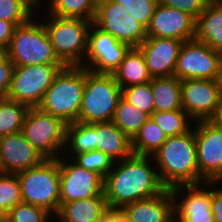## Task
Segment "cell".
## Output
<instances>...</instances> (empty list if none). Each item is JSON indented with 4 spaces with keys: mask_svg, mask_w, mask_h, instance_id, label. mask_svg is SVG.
I'll list each match as a JSON object with an SVG mask.
<instances>
[{
    "mask_svg": "<svg viewBox=\"0 0 222 222\" xmlns=\"http://www.w3.org/2000/svg\"><path fill=\"white\" fill-rule=\"evenodd\" d=\"M22 1H24L33 11H35L36 8L41 7L40 6L41 0H22ZM38 5H39V7H38ZM34 8H35V10H34Z\"/></svg>",
    "mask_w": 222,
    "mask_h": 222,
    "instance_id": "cell-44",
    "label": "cell"
},
{
    "mask_svg": "<svg viewBox=\"0 0 222 222\" xmlns=\"http://www.w3.org/2000/svg\"><path fill=\"white\" fill-rule=\"evenodd\" d=\"M222 100V79L181 80L182 109L194 121L211 120Z\"/></svg>",
    "mask_w": 222,
    "mask_h": 222,
    "instance_id": "cell-12",
    "label": "cell"
},
{
    "mask_svg": "<svg viewBox=\"0 0 222 222\" xmlns=\"http://www.w3.org/2000/svg\"><path fill=\"white\" fill-rule=\"evenodd\" d=\"M122 88L112 74H99L85 68V86L78 122L112 121Z\"/></svg>",
    "mask_w": 222,
    "mask_h": 222,
    "instance_id": "cell-5",
    "label": "cell"
},
{
    "mask_svg": "<svg viewBox=\"0 0 222 222\" xmlns=\"http://www.w3.org/2000/svg\"><path fill=\"white\" fill-rule=\"evenodd\" d=\"M62 156L59 157L60 203L88 199L104 192V178L100 174L69 160L67 154Z\"/></svg>",
    "mask_w": 222,
    "mask_h": 222,
    "instance_id": "cell-13",
    "label": "cell"
},
{
    "mask_svg": "<svg viewBox=\"0 0 222 222\" xmlns=\"http://www.w3.org/2000/svg\"><path fill=\"white\" fill-rule=\"evenodd\" d=\"M130 48L92 24L83 66L94 73L113 74Z\"/></svg>",
    "mask_w": 222,
    "mask_h": 222,
    "instance_id": "cell-14",
    "label": "cell"
},
{
    "mask_svg": "<svg viewBox=\"0 0 222 222\" xmlns=\"http://www.w3.org/2000/svg\"><path fill=\"white\" fill-rule=\"evenodd\" d=\"M14 67L5 51H0V97H6L9 91Z\"/></svg>",
    "mask_w": 222,
    "mask_h": 222,
    "instance_id": "cell-39",
    "label": "cell"
},
{
    "mask_svg": "<svg viewBox=\"0 0 222 222\" xmlns=\"http://www.w3.org/2000/svg\"><path fill=\"white\" fill-rule=\"evenodd\" d=\"M155 111H174L182 109L181 80L175 76L152 78Z\"/></svg>",
    "mask_w": 222,
    "mask_h": 222,
    "instance_id": "cell-25",
    "label": "cell"
},
{
    "mask_svg": "<svg viewBox=\"0 0 222 222\" xmlns=\"http://www.w3.org/2000/svg\"><path fill=\"white\" fill-rule=\"evenodd\" d=\"M73 161L86 170H92L103 178L112 170L115 161L98 150H92L74 155ZM75 159V160H74Z\"/></svg>",
    "mask_w": 222,
    "mask_h": 222,
    "instance_id": "cell-34",
    "label": "cell"
},
{
    "mask_svg": "<svg viewBox=\"0 0 222 222\" xmlns=\"http://www.w3.org/2000/svg\"><path fill=\"white\" fill-rule=\"evenodd\" d=\"M4 217L10 222H49V220L53 222L55 220V217L45 209L24 202L13 207Z\"/></svg>",
    "mask_w": 222,
    "mask_h": 222,
    "instance_id": "cell-35",
    "label": "cell"
},
{
    "mask_svg": "<svg viewBox=\"0 0 222 222\" xmlns=\"http://www.w3.org/2000/svg\"><path fill=\"white\" fill-rule=\"evenodd\" d=\"M167 137L178 136L189 132V121L193 119L184 109L174 111H154L150 116Z\"/></svg>",
    "mask_w": 222,
    "mask_h": 222,
    "instance_id": "cell-31",
    "label": "cell"
},
{
    "mask_svg": "<svg viewBox=\"0 0 222 222\" xmlns=\"http://www.w3.org/2000/svg\"><path fill=\"white\" fill-rule=\"evenodd\" d=\"M171 222H179V221H177V220L174 218Z\"/></svg>",
    "mask_w": 222,
    "mask_h": 222,
    "instance_id": "cell-47",
    "label": "cell"
},
{
    "mask_svg": "<svg viewBox=\"0 0 222 222\" xmlns=\"http://www.w3.org/2000/svg\"><path fill=\"white\" fill-rule=\"evenodd\" d=\"M121 4L126 11L132 15L145 28L148 27L150 19L158 5V0H114Z\"/></svg>",
    "mask_w": 222,
    "mask_h": 222,
    "instance_id": "cell-37",
    "label": "cell"
},
{
    "mask_svg": "<svg viewBox=\"0 0 222 222\" xmlns=\"http://www.w3.org/2000/svg\"><path fill=\"white\" fill-rule=\"evenodd\" d=\"M211 190V209L214 214V222H222V188ZM216 189V190H214Z\"/></svg>",
    "mask_w": 222,
    "mask_h": 222,
    "instance_id": "cell-41",
    "label": "cell"
},
{
    "mask_svg": "<svg viewBox=\"0 0 222 222\" xmlns=\"http://www.w3.org/2000/svg\"><path fill=\"white\" fill-rule=\"evenodd\" d=\"M196 19L189 13L158 3L149 25L147 37H167L187 41L195 38Z\"/></svg>",
    "mask_w": 222,
    "mask_h": 222,
    "instance_id": "cell-17",
    "label": "cell"
},
{
    "mask_svg": "<svg viewBox=\"0 0 222 222\" xmlns=\"http://www.w3.org/2000/svg\"><path fill=\"white\" fill-rule=\"evenodd\" d=\"M125 222H171L174 219V198L170 189L161 194L138 200L120 209Z\"/></svg>",
    "mask_w": 222,
    "mask_h": 222,
    "instance_id": "cell-20",
    "label": "cell"
},
{
    "mask_svg": "<svg viewBox=\"0 0 222 222\" xmlns=\"http://www.w3.org/2000/svg\"><path fill=\"white\" fill-rule=\"evenodd\" d=\"M65 148L67 151H64L63 154H72L68 158L95 150V123L78 121L68 123L66 125Z\"/></svg>",
    "mask_w": 222,
    "mask_h": 222,
    "instance_id": "cell-26",
    "label": "cell"
},
{
    "mask_svg": "<svg viewBox=\"0 0 222 222\" xmlns=\"http://www.w3.org/2000/svg\"><path fill=\"white\" fill-rule=\"evenodd\" d=\"M44 25L55 54L65 66H83L93 24L80 18L48 16Z\"/></svg>",
    "mask_w": 222,
    "mask_h": 222,
    "instance_id": "cell-7",
    "label": "cell"
},
{
    "mask_svg": "<svg viewBox=\"0 0 222 222\" xmlns=\"http://www.w3.org/2000/svg\"><path fill=\"white\" fill-rule=\"evenodd\" d=\"M207 4H220L222 0H204Z\"/></svg>",
    "mask_w": 222,
    "mask_h": 222,
    "instance_id": "cell-45",
    "label": "cell"
},
{
    "mask_svg": "<svg viewBox=\"0 0 222 222\" xmlns=\"http://www.w3.org/2000/svg\"><path fill=\"white\" fill-rule=\"evenodd\" d=\"M122 96L149 116L155 111L151 81L145 84L132 85L123 88Z\"/></svg>",
    "mask_w": 222,
    "mask_h": 222,
    "instance_id": "cell-33",
    "label": "cell"
},
{
    "mask_svg": "<svg viewBox=\"0 0 222 222\" xmlns=\"http://www.w3.org/2000/svg\"><path fill=\"white\" fill-rule=\"evenodd\" d=\"M158 176L166 189L180 185L201 184L206 180L199 174L195 141V127L189 132L167 137L152 155Z\"/></svg>",
    "mask_w": 222,
    "mask_h": 222,
    "instance_id": "cell-2",
    "label": "cell"
},
{
    "mask_svg": "<svg viewBox=\"0 0 222 222\" xmlns=\"http://www.w3.org/2000/svg\"><path fill=\"white\" fill-rule=\"evenodd\" d=\"M220 182L205 181L203 183L205 187L201 183L171 188L170 191L174 198V218L179 222H214V214L211 209V189L208 186L212 187ZM182 191L187 194L180 202L178 197L180 193H183Z\"/></svg>",
    "mask_w": 222,
    "mask_h": 222,
    "instance_id": "cell-16",
    "label": "cell"
},
{
    "mask_svg": "<svg viewBox=\"0 0 222 222\" xmlns=\"http://www.w3.org/2000/svg\"><path fill=\"white\" fill-rule=\"evenodd\" d=\"M31 17L15 28L12 40L5 50L14 66L36 64H63L55 54L45 25Z\"/></svg>",
    "mask_w": 222,
    "mask_h": 222,
    "instance_id": "cell-4",
    "label": "cell"
},
{
    "mask_svg": "<svg viewBox=\"0 0 222 222\" xmlns=\"http://www.w3.org/2000/svg\"><path fill=\"white\" fill-rule=\"evenodd\" d=\"M84 86L85 67L65 66L54 77L38 108L66 124L77 122Z\"/></svg>",
    "mask_w": 222,
    "mask_h": 222,
    "instance_id": "cell-3",
    "label": "cell"
},
{
    "mask_svg": "<svg viewBox=\"0 0 222 222\" xmlns=\"http://www.w3.org/2000/svg\"><path fill=\"white\" fill-rule=\"evenodd\" d=\"M210 121L213 122L218 128L222 129V100L215 116Z\"/></svg>",
    "mask_w": 222,
    "mask_h": 222,
    "instance_id": "cell-43",
    "label": "cell"
},
{
    "mask_svg": "<svg viewBox=\"0 0 222 222\" xmlns=\"http://www.w3.org/2000/svg\"><path fill=\"white\" fill-rule=\"evenodd\" d=\"M16 27L14 23L0 19V51L7 49Z\"/></svg>",
    "mask_w": 222,
    "mask_h": 222,
    "instance_id": "cell-40",
    "label": "cell"
},
{
    "mask_svg": "<svg viewBox=\"0 0 222 222\" xmlns=\"http://www.w3.org/2000/svg\"><path fill=\"white\" fill-rule=\"evenodd\" d=\"M120 87L145 84L152 80L143 53L138 47H131L112 74Z\"/></svg>",
    "mask_w": 222,
    "mask_h": 222,
    "instance_id": "cell-24",
    "label": "cell"
},
{
    "mask_svg": "<svg viewBox=\"0 0 222 222\" xmlns=\"http://www.w3.org/2000/svg\"><path fill=\"white\" fill-rule=\"evenodd\" d=\"M164 6L177 8L189 13L195 19L205 9L207 3L204 0H158Z\"/></svg>",
    "mask_w": 222,
    "mask_h": 222,
    "instance_id": "cell-38",
    "label": "cell"
},
{
    "mask_svg": "<svg viewBox=\"0 0 222 222\" xmlns=\"http://www.w3.org/2000/svg\"><path fill=\"white\" fill-rule=\"evenodd\" d=\"M66 125L61 118L34 107L27 111L22 133L45 159H58L65 150Z\"/></svg>",
    "mask_w": 222,
    "mask_h": 222,
    "instance_id": "cell-8",
    "label": "cell"
},
{
    "mask_svg": "<svg viewBox=\"0 0 222 222\" xmlns=\"http://www.w3.org/2000/svg\"><path fill=\"white\" fill-rule=\"evenodd\" d=\"M195 39L208 44L222 55V6L207 4L196 18Z\"/></svg>",
    "mask_w": 222,
    "mask_h": 222,
    "instance_id": "cell-23",
    "label": "cell"
},
{
    "mask_svg": "<svg viewBox=\"0 0 222 222\" xmlns=\"http://www.w3.org/2000/svg\"><path fill=\"white\" fill-rule=\"evenodd\" d=\"M184 41L165 37H146L138 46L152 78L174 76L177 58Z\"/></svg>",
    "mask_w": 222,
    "mask_h": 222,
    "instance_id": "cell-19",
    "label": "cell"
},
{
    "mask_svg": "<svg viewBox=\"0 0 222 222\" xmlns=\"http://www.w3.org/2000/svg\"><path fill=\"white\" fill-rule=\"evenodd\" d=\"M150 158L152 156L131 154L114 163L104 178V194L110 209L120 210L129 203L155 197L166 189L156 166L151 167Z\"/></svg>",
    "mask_w": 222,
    "mask_h": 222,
    "instance_id": "cell-1",
    "label": "cell"
},
{
    "mask_svg": "<svg viewBox=\"0 0 222 222\" xmlns=\"http://www.w3.org/2000/svg\"><path fill=\"white\" fill-rule=\"evenodd\" d=\"M149 117L147 113L139 110L122 96L112 122L132 140Z\"/></svg>",
    "mask_w": 222,
    "mask_h": 222,
    "instance_id": "cell-28",
    "label": "cell"
},
{
    "mask_svg": "<svg viewBox=\"0 0 222 222\" xmlns=\"http://www.w3.org/2000/svg\"><path fill=\"white\" fill-rule=\"evenodd\" d=\"M44 160L22 131L0 137V172L17 174Z\"/></svg>",
    "mask_w": 222,
    "mask_h": 222,
    "instance_id": "cell-18",
    "label": "cell"
},
{
    "mask_svg": "<svg viewBox=\"0 0 222 222\" xmlns=\"http://www.w3.org/2000/svg\"><path fill=\"white\" fill-rule=\"evenodd\" d=\"M167 136L149 117L131 140L132 154L152 156L166 141Z\"/></svg>",
    "mask_w": 222,
    "mask_h": 222,
    "instance_id": "cell-27",
    "label": "cell"
},
{
    "mask_svg": "<svg viewBox=\"0 0 222 222\" xmlns=\"http://www.w3.org/2000/svg\"><path fill=\"white\" fill-rule=\"evenodd\" d=\"M98 222H125V220L120 210L110 209Z\"/></svg>",
    "mask_w": 222,
    "mask_h": 222,
    "instance_id": "cell-42",
    "label": "cell"
},
{
    "mask_svg": "<svg viewBox=\"0 0 222 222\" xmlns=\"http://www.w3.org/2000/svg\"><path fill=\"white\" fill-rule=\"evenodd\" d=\"M174 76L186 79H222V55L195 38L184 41L177 58Z\"/></svg>",
    "mask_w": 222,
    "mask_h": 222,
    "instance_id": "cell-10",
    "label": "cell"
},
{
    "mask_svg": "<svg viewBox=\"0 0 222 222\" xmlns=\"http://www.w3.org/2000/svg\"><path fill=\"white\" fill-rule=\"evenodd\" d=\"M0 222H10V221L7 220L5 217H0Z\"/></svg>",
    "mask_w": 222,
    "mask_h": 222,
    "instance_id": "cell-46",
    "label": "cell"
},
{
    "mask_svg": "<svg viewBox=\"0 0 222 222\" xmlns=\"http://www.w3.org/2000/svg\"><path fill=\"white\" fill-rule=\"evenodd\" d=\"M95 150L108 155L115 162L132 154L131 139L112 121L95 123Z\"/></svg>",
    "mask_w": 222,
    "mask_h": 222,
    "instance_id": "cell-22",
    "label": "cell"
},
{
    "mask_svg": "<svg viewBox=\"0 0 222 222\" xmlns=\"http://www.w3.org/2000/svg\"><path fill=\"white\" fill-rule=\"evenodd\" d=\"M22 193L17 174L0 172V217L22 203Z\"/></svg>",
    "mask_w": 222,
    "mask_h": 222,
    "instance_id": "cell-32",
    "label": "cell"
},
{
    "mask_svg": "<svg viewBox=\"0 0 222 222\" xmlns=\"http://www.w3.org/2000/svg\"><path fill=\"white\" fill-rule=\"evenodd\" d=\"M49 14L62 18H80L94 22L97 0H48Z\"/></svg>",
    "mask_w": 222,
    "mask_h": 222,
    "instance_id": "cell-29",
    "label": "cell"
},
{
    "mask_svg": "<svg viewBox=\"0 0 222 222\" xmlns=\"http://www.w3.org/2000/svg\"><path fill=\"white\" fill-rule=\"evenodd\" d=\"M93 24L130 47H138L147 37L146 28L114 0H97Z\"/></svg>",
    "mask_w": 222,
    "mask_h": 222,
    "instance_id": "cell-11",
    "label": "cell"
},
{
    "mask_svg": "<svg viewBox=\"0 0 222 222\" xmlns=\"http://www.w3.org/2000/svg\"><path fill=\"white\" fill-rule=\"evenodd\" d=\"M22 201L41 207L55 217L60 208V170L58 159L42 163L17 173Z\"/></svg>",
    "mask_w": 222,
    "mask_h": 222,
    "instance_id": "cell-6",
    "label": "cell"
},
{
    "mask_svg": "<svg viewBox=\"0 0 222 222\" xmlns=\"http://www.w3.org/2000/svg\"><path fill=\"white\" fill-rule=\"evenodd\" d=\"M64 64L15 66L7 98L29 108L38 107L46 90Z\"/></svg>",
    "mask_w": 222,
    "mask_h": 222,
    "instance_id": "cell-9",
    "label": "cell"
},
{
    "mask_svg": "<svg viewBox=\"0 0 222 222\" xmlns=\"http://www.w3.org/2000/svg\"><path fill=\"white\" fill-rule=\"evenodd\" d=\"M197 122L195 141L199 174L206 181H222V129L210 120Z\"/></svg>",
    "mask_w": 222,
    "mask_h": 222,
    "instance_id": "cell-15",
    "label": "cell"
},
{
    "mask_svg": "<svg viewBox=\"0 0 222 222\" xmlns=\"http://www.w3.org/2000/svg\"><path fill=\"white\" fill-rule=\"evenodd\" d=\"M110 208L104 192L88 199L60 203L57 222H98Z\"/></svg>",
    "mask_w": 222,
    "mask_h": 222,
    "instance_id": "cell-21",
    "label": "cell"
},
{
    "mask_svg": "<svg viewBox=\"0 0 222 222\" xmlns=\"http://www.w3.org/2000/svg\"><path fill=\"white\" fill-rule=\"evenodd\" d=\"M29 107L7 97H0V137L22 131Z\"/></svg>",
    "mask_w": 222,
    "mask_h": 222,
    "instance_id": "cell-30",
    "label": "cell"
},
{
    "mask_svg": "<svg viewBox=\"0 0 222 222\" xmlns=\"http://www.w3.org/2000/svg\"><path fill=\"white\" fill-rule=\"evenodd\" d=\"M35 13L22 0H0V19L16 26L26 23Z\"/></svg>",
    "mask_w": 222,
    "mask_h": 222,
    "instance_id": "cell-36",
    "label": "cell"
}]
</instances>
